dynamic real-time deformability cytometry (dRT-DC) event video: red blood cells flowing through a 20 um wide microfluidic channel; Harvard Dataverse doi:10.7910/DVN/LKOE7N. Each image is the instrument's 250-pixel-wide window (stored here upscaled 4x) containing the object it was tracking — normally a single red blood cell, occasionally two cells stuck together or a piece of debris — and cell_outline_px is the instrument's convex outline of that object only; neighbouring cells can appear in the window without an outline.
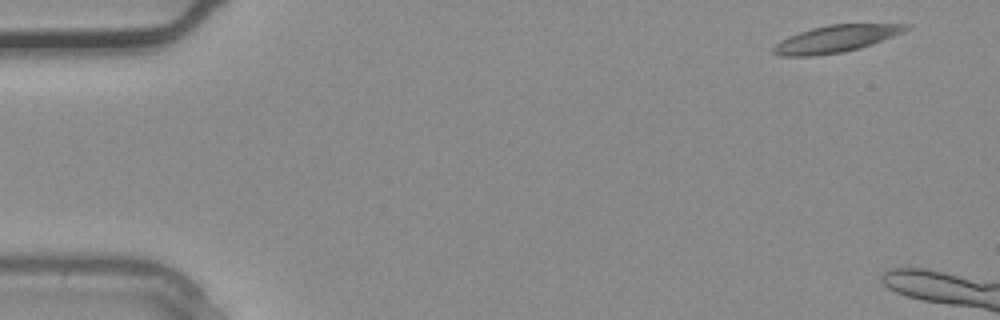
{"species": "common noctule bat (a hibernating species)", "species_latin": "Nyctalus noctula", "temperature_condition": "warm", "stored_images_in_passage": 4, "segment_of_instrument_passage": [2, 2], "camera_frame_rate_fps": 3000, "um_per_image_px": 0.085, "animal": {"sex": "male", "body_mass_g": 20.4}, "frame": {"image": 1, "passage_image": 4, "time_ms": 1.0, "image_size_px": [1000, 320], "cell_outline_px": [[912, 24], [904, 32], [872, 44], [860, 48], [844, 52], [812, 56], [780, 56], [772, 52], [772, 48], [780, 40], [788, 36], [812, 28], [828, 24]], "centroid_in_image_um": [71.03, 3.3], "position_along_channel_um": 14.0, "area_um2": 20.87}}